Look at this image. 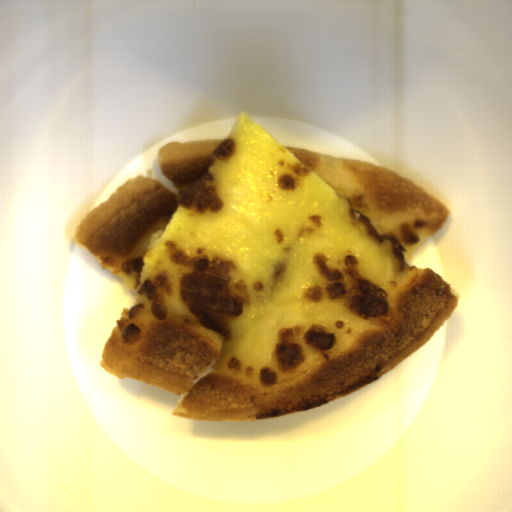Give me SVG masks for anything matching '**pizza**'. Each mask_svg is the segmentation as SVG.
<instances>
[{"label": "pizza", "instance_id": "pizza-1", "mask_svg": "<svg viewBox=\"0 0 512 512\" xmlns=\"http://www.w3.org/2000/svg\"><path fill=\"white\" fill-rule=\"evenodd\" d=\"M178 189L127 177L72 239L137 299L100 366L182 396L171 415L252 422L382 379L461 293L414 251L451 215L393 169L283 147L244 111L224 138L167 141Z\"/></svg>", "mask_w": 512, "mask_h": 512}]
</instances>
